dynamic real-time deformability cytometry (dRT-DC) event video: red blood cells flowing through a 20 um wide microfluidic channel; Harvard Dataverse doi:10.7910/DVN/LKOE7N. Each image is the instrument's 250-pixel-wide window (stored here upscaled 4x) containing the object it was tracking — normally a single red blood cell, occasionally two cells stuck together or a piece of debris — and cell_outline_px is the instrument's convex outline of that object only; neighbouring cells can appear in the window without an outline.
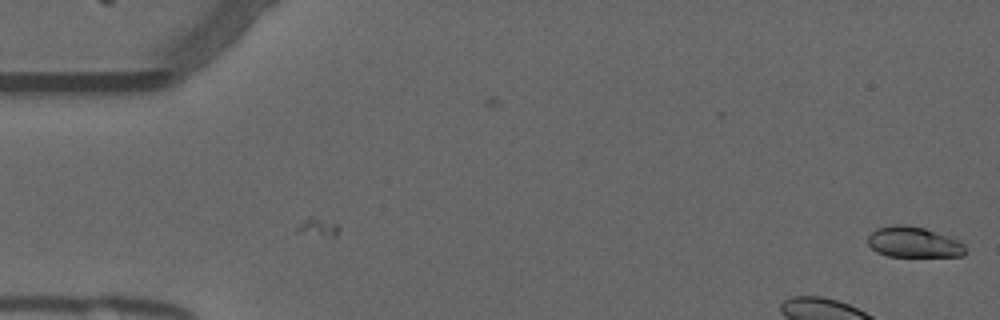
{"species": "common noctule bat (a hibernating species)", "species_latin": "Nyctalus noctula", "temperature_condition": "warm", "stored_images_in_passage": 6, "camera_frame_rate_fps": 3000, "um_per_image_px": 0.085, "animal": {"sex": "male", "forearm_length_mm": 52.5}, "frame": {"image": 1, "passage_image": 6, "time_ms": 1.667, "image_size_px": [1000, 320], "cell_outline_px": [[964, 256], [888, 256], [876, 252], [868, 244], [868, 236], [876, 228], [896, 224], [904, 224], [924, 228], [956, 240], [964, 244]], "centroid_in_image_um": [77.6, 20.58], "position_along_channel_um": 7.4, "area_um2": 17.17}}